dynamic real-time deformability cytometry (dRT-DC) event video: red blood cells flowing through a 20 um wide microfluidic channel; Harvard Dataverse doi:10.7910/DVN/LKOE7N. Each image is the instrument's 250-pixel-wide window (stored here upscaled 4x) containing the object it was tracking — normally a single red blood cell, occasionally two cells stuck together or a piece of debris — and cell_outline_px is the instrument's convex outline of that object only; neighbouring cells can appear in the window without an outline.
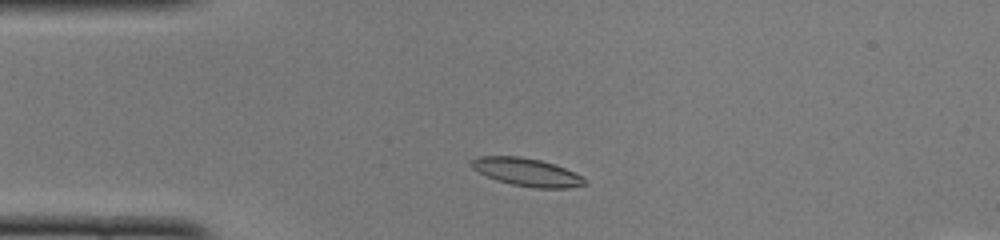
{"species": "common noctule bat (a hibernating species)", "species_latin": "Nyctalus noctula", "temperature_condition": "cold", "stored_images_in_passage": 44, "camera_frame_rate_fps": 3000, "um_per_image_px": 0.085, "animal": {"sex": "female", "body_mass_g": 22.0, "forearm_length_mm": 56.7}, "frame": {"image": 1, "passage_image": 5, "time_ms": 1.333, "image_size_px": [1000, 240], "cell_outline_px": [[584, 184], [568, 188], [536, 188], [512, 184], [496, 180], [472, 168], [468, 164], [472, 160], [480, 156], [520, 156], [540, 160], [564, 168], [580, 176], [584, 180]], "centroid_in_image_um": [44.71, 14.62], "position_along_channel_um": 40.3, "area_um2": 18.03}}
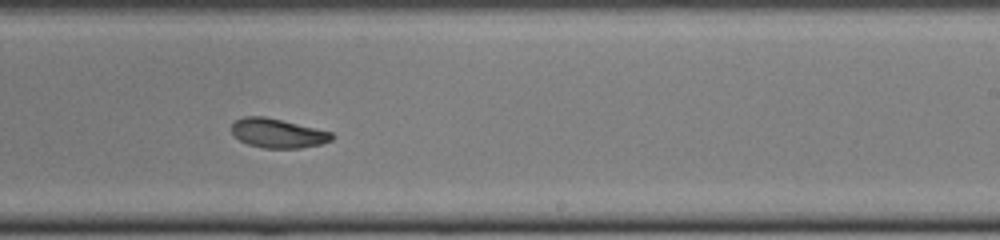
{"frame": {"image": 2, "passage_image": 24, "time_ms": 7.667, "image_size_px": [1000, 240], "cell_outline_px": [[336, 136], [332, 140], [320, 144], [300, 148], [264, 148], [248, 144], [240, 140], [232, 132], [232, 124], [236, 120], [244, 116], [264, 116], [316, 128], [332, 132]], "centroid_in_image_um": [23.64, 11.32], "position_along_channel_um": 265.4, "area_um2": 16.99}}
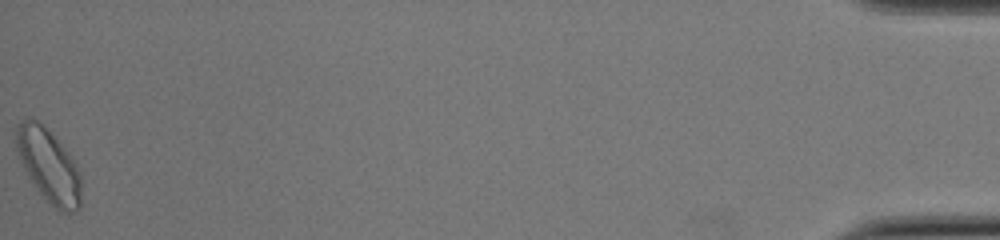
{"frame": {"image": 3, "passage_image": 44, "time_ms": 14.333, "image_size_px": [1000, 240], "cell_outline_px": [[80, 208], [72, 212], [64, 212], [56, 208], [40, 192], [28, 176], [24, 168], [16, 148], [16, 124], [28, 116], [36, 120], [60, 144], [72, 160], [80, 172]], "centroid_in_image_um": [4.11, 14.07], "position_along_channel_um": 431.1, "area_um2": 26.82}, "authors_computed_cell_mechanics": {"area_um2": 18.1781, "velocity_mm_per_s": 3.9502, "shape_relaxation_time_tau1_ms": 4.0749, "shape_relaxation_time_tau2_ms": 3.046, "deformation_change_tau1": 0.1002, "deformation_change_tau2": 0.0721}}